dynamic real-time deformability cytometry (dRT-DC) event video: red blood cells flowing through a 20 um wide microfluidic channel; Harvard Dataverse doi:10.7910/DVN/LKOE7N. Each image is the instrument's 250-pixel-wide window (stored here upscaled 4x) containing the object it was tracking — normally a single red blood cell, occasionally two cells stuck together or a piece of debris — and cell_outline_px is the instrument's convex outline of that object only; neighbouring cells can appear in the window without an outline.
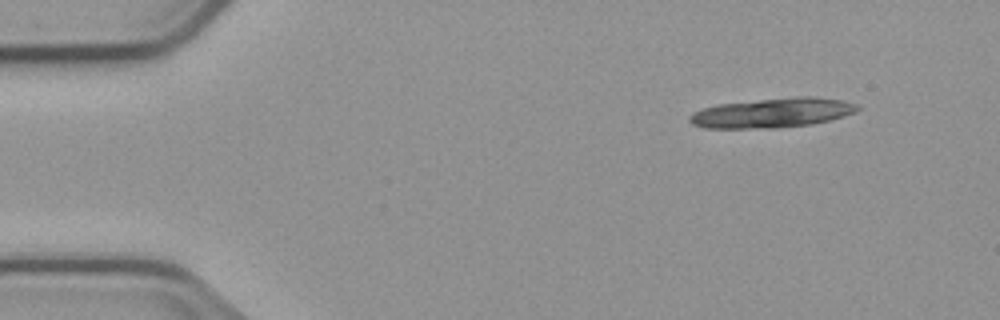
{"species": "common noctule bat (a hibernating species)", "species_latin": "Nyctalus noctula", "temperature_condition": "cold", "stored_images_in_passage": 5, "camera_frame_rate_fps": 3000, "um_per_image_px": 0.085, "animal": {"sex": "male", "body_mass_g": 23.1, "forearm_length_mm": 52.7}, "frame": {"image": 1, "passage_image": 1, "time_ms": 0.0, "image_size_px": [1000, 320], "cell_outline_px": [[860, 108], [856, 112], [844, 116], [812, 124], [772, 128], [704, 128], [692, 124], [688, 120], [688, 116], [704, 108], [716, 104], [796, 96], [812, 96], [840, 100], [856, 104]], "centroid_in_image_um": [65.63, 9.59], "position_along_channel_um": 19.4, "area_um2": 28.84}}